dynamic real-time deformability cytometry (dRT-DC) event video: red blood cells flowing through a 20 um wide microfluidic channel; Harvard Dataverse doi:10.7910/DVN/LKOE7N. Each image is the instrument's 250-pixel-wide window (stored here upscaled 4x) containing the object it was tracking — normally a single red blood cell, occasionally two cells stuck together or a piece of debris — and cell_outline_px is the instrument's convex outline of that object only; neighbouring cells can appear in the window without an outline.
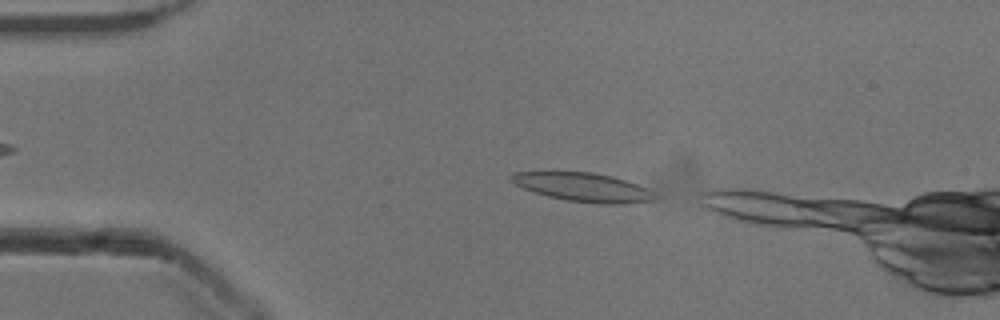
{"species": "common noctule bat (a hibernating species)", "species_latin": "Nyctalus noctula", "temperature_condition": "cold", "stored_images_in_passage": 11, "camera_frame_rate_fps": 3000, "um_per_image_px": 0.085, "animal": {"sex": "male", "body_mass_g": 13.3}, "frame": {"image": 1, "passage_image": 2, "time_ms": 0.333, "image_size_px": [1000, 320], "cell_outline_px": [[656, 196], [652, 200], [624, 204], [600, 204], [564, 200], [548, 196], [524, 188], [516, 184], [508, 176], [512, 172], [592, 172], [612, 176], [636, 184], [652, 192]], "centroid_in_image_um": [49.54, 15.91], "position_along_channel_um": 35.5, "area_um2": 23.7}}
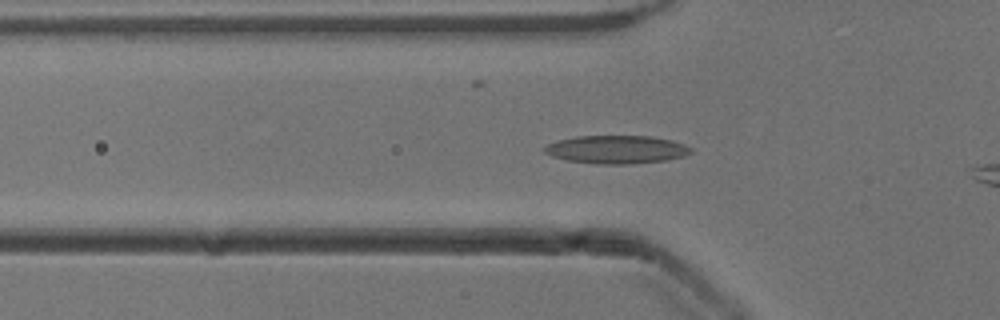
{"frame": {"image": 2, "passage_image": 8, "time_ms": 2.333, "image_size_px": [1000, 320], "cell_outline_px": [[692, 152], [684, 156], [664, 160], [628, 164], [596, 164], [568, 160], [552, 156], [544, 152], [544, 148], [548, 144], [560, 140], [576, 136], [652, 136], [672, 140], [684, 144], [692, 148]], "centroid_in_image_um": [52.43, 12.7], "position_along_channel_um": 73.4, "area_um2": 23.87}}